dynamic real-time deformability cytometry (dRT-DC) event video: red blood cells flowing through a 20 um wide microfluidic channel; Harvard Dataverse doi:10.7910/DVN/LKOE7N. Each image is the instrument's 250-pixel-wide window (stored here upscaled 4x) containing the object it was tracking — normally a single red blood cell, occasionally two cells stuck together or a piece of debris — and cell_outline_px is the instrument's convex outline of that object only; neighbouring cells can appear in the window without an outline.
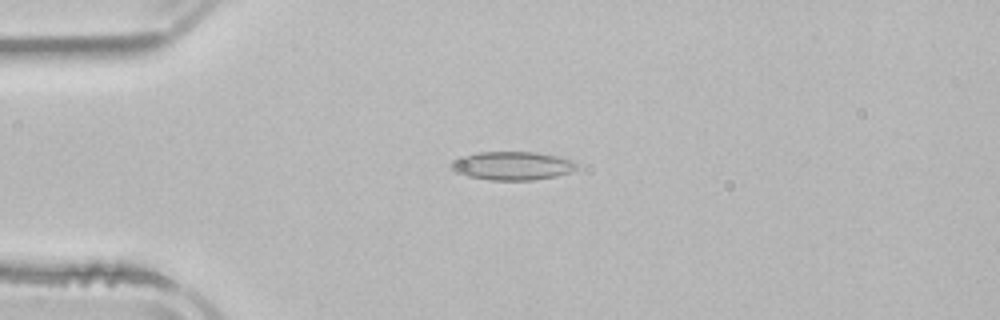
{"species": "common noctule bat (a hibernating species)", "species_latin": "Nyctalus noctula", "temperature_condition": "room temperature", "stored_images_in_passage": 4, "camera_frame_rate_fps": 3000, "um_per_image_px": 0.085, "animal": {"sex": "male", "body_mass_g": 21.5, "forearm_length_mm": 52.0}, "frame": {"image": 1, "passage_image": 1, "time_ms": 0.0, "image_size_px": [1000, 320], "cell_outline_px": [[576, 168], [568, 172], [556, 176], [532, 180], [488, 180], [468, 176], [456, 172], [448, 164], [464, 156], [480, 152], [536, 152], [560, 156], [576, 160]], "centroid_in_image_um": [43.58, 14.08], "position_along_channel_um": 41.4, "area_um2": 20.75}}
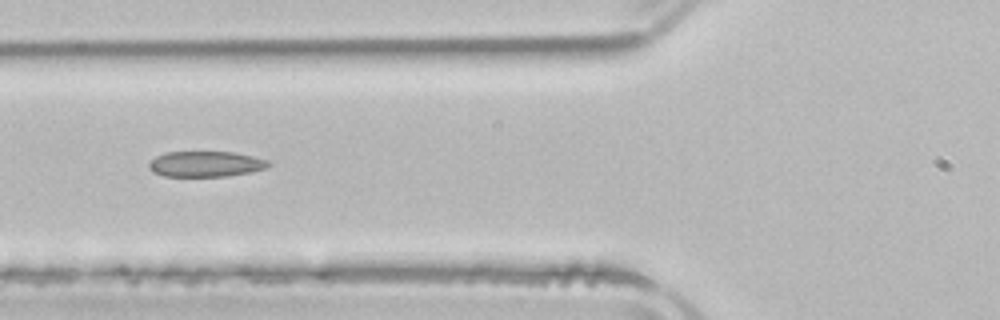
{"frame": {"image": 2, "passage_image": 3, "time_ms": 2.333, "image_size_px": [1000, 320], "cell_outline_px": [[272, 164], [264, 168], [248, 172], [228, 176], [164, 176], [152, 172], [148, 168], [148, 164], [156, 156], [164, 152], [232, 152], [252, 156], [268, 160]], "centroid_in_image_um": [17.44, 13.94], "position_along_channel_um": 108.4, "area_um2": 17.74}}
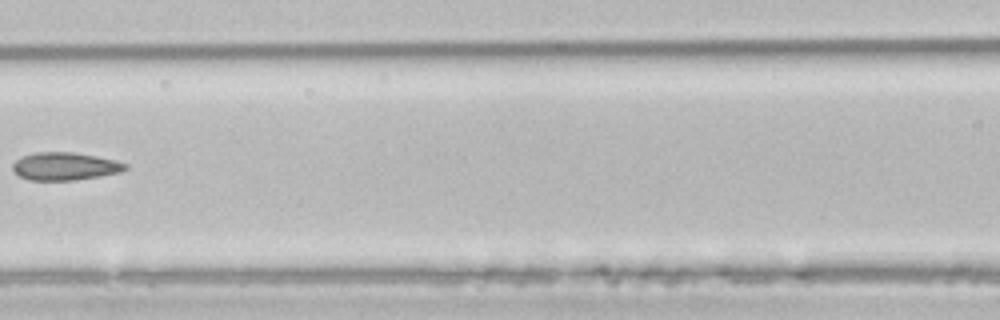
{"frame": {"image": 3, "passage_image": 4, "time_ms": 3.667, "image_size_px": [1000, 320], "cell_outline_px": [[128, 168], [120, 172], [100, 176], [76, 180], [28, 180], [20, 176], [12, 168], [12, 164], [16, 160], [24, 156], [36, 152], [72, 152], [96, 156], [116, 160], [128, 164]], "centroid_in_image_um": [5.55, 14.13], "position_along_channel_um": 161.1, "area_um2": 18.21}}